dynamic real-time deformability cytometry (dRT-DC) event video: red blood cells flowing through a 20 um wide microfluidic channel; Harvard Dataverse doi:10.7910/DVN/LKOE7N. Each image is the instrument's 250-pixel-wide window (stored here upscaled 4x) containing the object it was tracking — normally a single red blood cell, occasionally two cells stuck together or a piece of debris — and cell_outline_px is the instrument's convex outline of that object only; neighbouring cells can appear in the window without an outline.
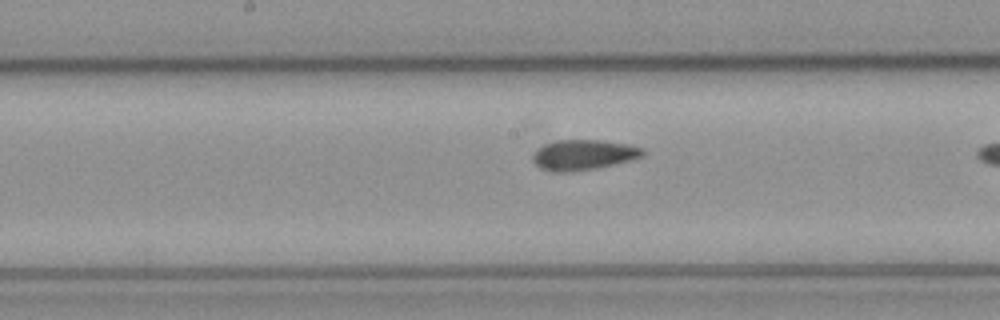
{"species": "common noctule bat (a hibernating species)", "species_latin": "Nyctalus noctula", "temperature_condition": "cold", "stored_images_in_passage": 11, "camera_frame_rate_fps": 3000, "um_per_image_px": 0.085, "animal": {"sex": "female", "body_mass_g": 21.9}, "frame": {"image": 1, "passage_image": 10, "time_ms": 3.0, "image_size_px": [1000, 320], "cell_outline_px": [[644, 156], [632, 160], [596, 168], [568, 172], [552, 172], [540, 168], [532, 160], [532, 156], [544, 144], [556, 140], [600, 140], [628, 144], [644, 148]], "centroid_in_image_um": [49.61, 13.16], "position_along_channel_um": 198.6, "area_um2": 19.42}}